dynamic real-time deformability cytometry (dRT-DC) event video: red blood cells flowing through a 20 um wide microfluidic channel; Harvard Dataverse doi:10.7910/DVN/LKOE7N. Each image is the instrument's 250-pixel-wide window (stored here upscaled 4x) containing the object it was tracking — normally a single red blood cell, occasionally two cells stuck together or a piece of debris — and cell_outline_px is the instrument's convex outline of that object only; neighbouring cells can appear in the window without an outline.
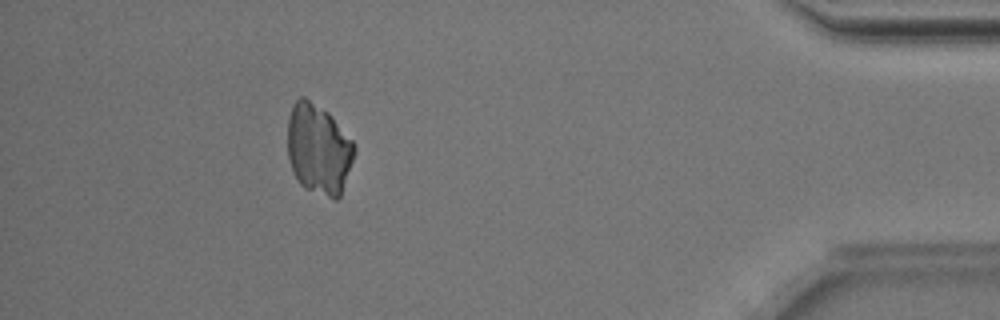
{"species": "Egyptian fruit bat (a non-hibernating species)", "species_latin": "Rousettus aegyptiacus", "temperature_condition": "room temperature", "stored_images_in_passage": 39, "camera_frame_rate_fps": 3000, "um_per_image_px": 0.085, "animal": {"sex": "male"}, "frame": {"image": 1, "passage_image": 34, "time_ms": 11.0, "image_size_px": [1000, 320], "cell_outline_px": [[356, 148], [340, 196], [336, 200], [332, 200], [304, 188], [300, 184], [292, 168], [288, 156], [288, 116], [292, 104], [300, 96], [304, 96], [328, 112], [332, 116], [356, 144]], "centroid_in_image_um": [27.07, 12.66], "position_along_channel_um": 408.1, "area_um2": 35.26}}